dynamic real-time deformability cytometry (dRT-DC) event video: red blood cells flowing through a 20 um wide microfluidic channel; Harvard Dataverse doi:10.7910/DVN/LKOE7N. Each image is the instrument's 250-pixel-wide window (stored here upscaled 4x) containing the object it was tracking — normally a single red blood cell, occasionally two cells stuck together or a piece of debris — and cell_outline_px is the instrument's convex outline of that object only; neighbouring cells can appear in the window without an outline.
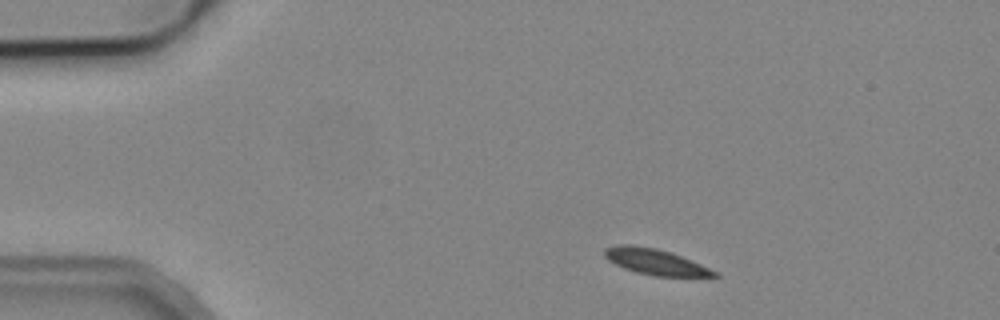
{"species": "common noctule bat (a hibernating species)", "species_latin": "Nyctalus noctula", "temperature_condition": "cold", "stored_images_in_passage": 4, "segment_of_instrument_passage": [1, 2], "camera_frame_rate_fps": 3000, "um_per_image_px": 0.085, "animal": {"sex": "male", "body_mass_g": 19.2, "forearm_length_mm": 51.8}, "frame": {"image": 1, "passage_image": 1, "time_ms": 0.0, "image_size_px": [1000, 320], "cell_outline_px": [[720, 276], [652, 276], [636, 272], [624, 268], [608, 260], [604, 256], [604, 248], [616, 244], [632, 244], [656, 248], [672, 252], [700, 264], [716, 272]], "centroid_in_image_um": [55.64, 22.23], "position_along_channel_um": 29.4, "area_um2": 16.47}}